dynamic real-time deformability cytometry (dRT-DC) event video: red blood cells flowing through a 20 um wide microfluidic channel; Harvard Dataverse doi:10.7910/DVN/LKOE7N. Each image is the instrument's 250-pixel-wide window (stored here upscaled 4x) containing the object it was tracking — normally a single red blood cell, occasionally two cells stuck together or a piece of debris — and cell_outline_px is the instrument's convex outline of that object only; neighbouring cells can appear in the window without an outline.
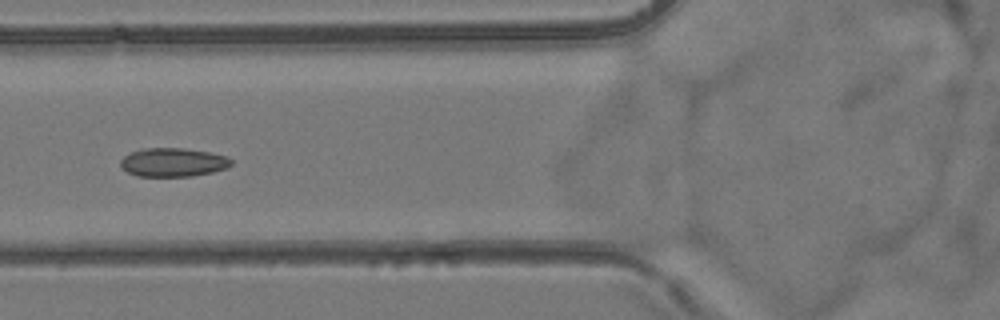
{"species": "common noctule bat (a hibernating species)", "species_latin": "Nyctalus noctula", "temperature_condition": "room temperature", "stored_images_in_passage": 8, "camera_frame_rate_fps": 3000, "um_per_image_px": 0.085, "animal": {"sex": "female", "body_mass_g": 24.6, "forearm_length_mm": 56.2}, "frame": {"image": 1, "passage_image": 5, "time_ms": 5.667, "image_size_px": [1000, 320], "cell_outline_px": [[232, 164], [228, 168], [212, 172], [192, 176], [136, 176], [120, 168], [120, 160], [124, 156], [132, 152], [144, 148], [184, 148], [208, 152], [224, 156], [232, 160]], "centroid_in_image_um": [14.69, 13.8], "position_along_channel_um": 111.1, "area_um2": 18.5}}
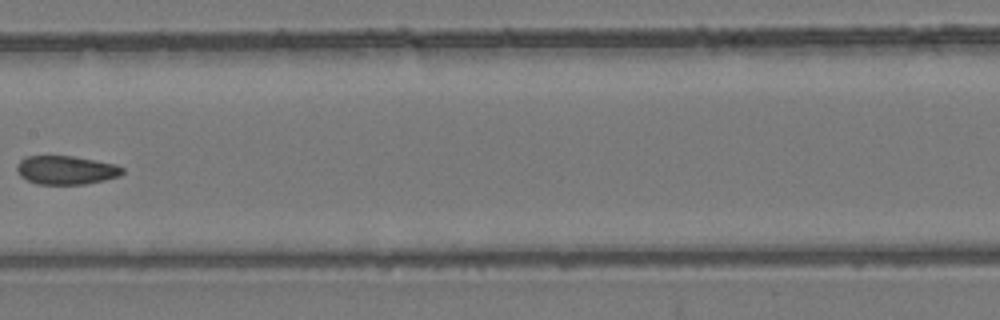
{"frame": {"image": 2, "passage_image": 7, "time_ms": 8.0, "image_size_px": [1000, 320], "cell_outline_px": [[124, 172], [120, 176], [104, 180], [84, 184], [36, 184], [20, 176], [16, 168], [16, 164], [24, 156], [72, 156], [116, 164], [124, 168]], "centroid_in_image_um": [5.61, 14.45], "position_along_channel_um": 201.8, "area_um2": 17.69}}
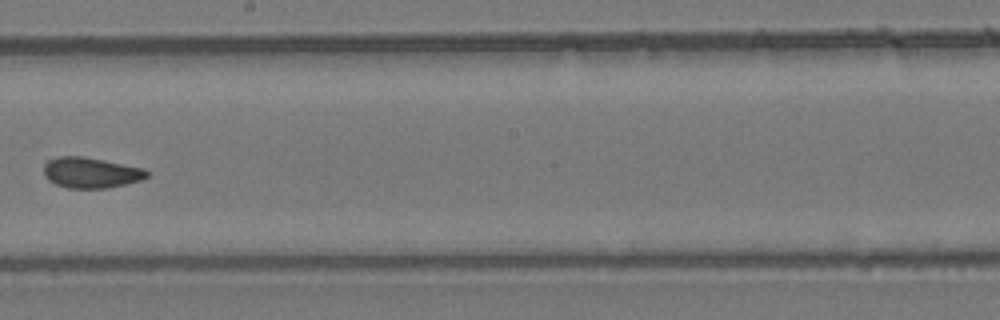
{"frame": {"image": 3, "passage_image": 8, "time_ms": 9.0, "image_size_px": [1000, 320], "cell_outline_px": [[148, 176], [140, 180], [108, 188], [68, 188], [56, 184], [48, 180], [44, 176], [44, 164], [48, 160], [60, 156], [84, 156], [144, 168], [148, 172]], "centroid_in_image_um": [7.7, 14.67], "position_along_channel_um": 240.5, "area_um2": 18.38}}